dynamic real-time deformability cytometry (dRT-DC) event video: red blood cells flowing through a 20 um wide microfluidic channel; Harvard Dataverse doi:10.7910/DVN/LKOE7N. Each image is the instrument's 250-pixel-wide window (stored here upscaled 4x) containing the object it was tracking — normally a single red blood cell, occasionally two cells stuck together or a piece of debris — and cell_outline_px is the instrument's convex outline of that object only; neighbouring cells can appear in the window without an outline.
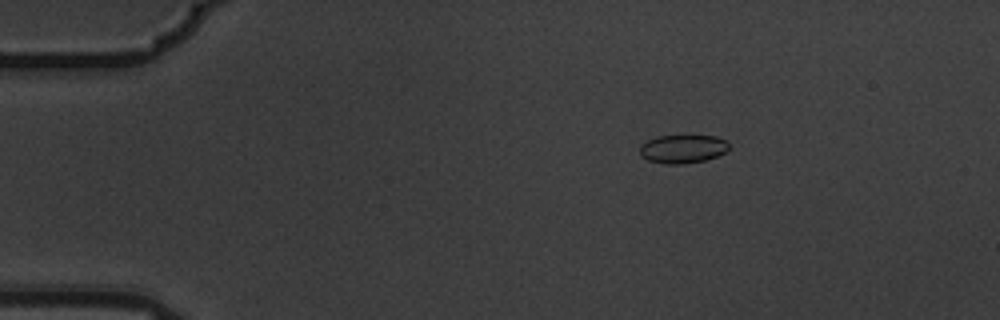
{"species": "common noctule bat (a hibernating species)", "species_latin": "Nyctalus noctula", "temperature_condition": "warm", "stored_images_in_passage": 14, "camera_frame_rate_fps": 3000, "um_per_image_px": 0.085, "animal": {"sex": "male", "body_mass_g": 19.5, "forearm_length_mm": 54.6}, "frame": {"image": 1, "passage_image": 2, "time_ms": 0.333, "image_size_px": [1000, 320], "cell_outline_px": [[728, 152], [704, 160], [684, 164], [664, 164], [648, 160], [640, 156], [640, 144], [656, 136], [716, 136], [728, 140]], "centroid_in_image_um": [58.03, 12.66], "position_along_channel_um": 27.0, "area_um2": 14.91}}
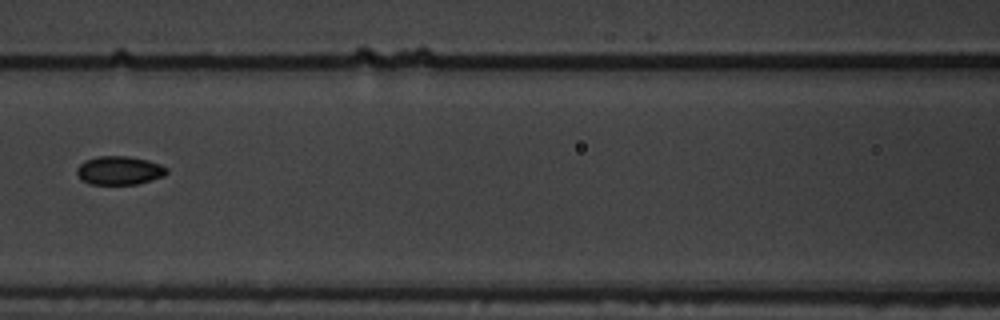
{"frame": {"image": 2, "passage_image": 6, "time_ms": 1.667, "image_size_px": [1000, 320], "cell_outline_px": [[168, 172], [164, 176], [152, 180], [136, 184], [88, 184], [80, 180], [76, 172], [76, 168], [84, 160], [96, 156], [128, 156], [148, 160], [160, 164], [168, 168]], "centroid_in_image_um": [10.12, 14.49], "position_along_channel_um": 156.5, "area_um2": 15.2}}
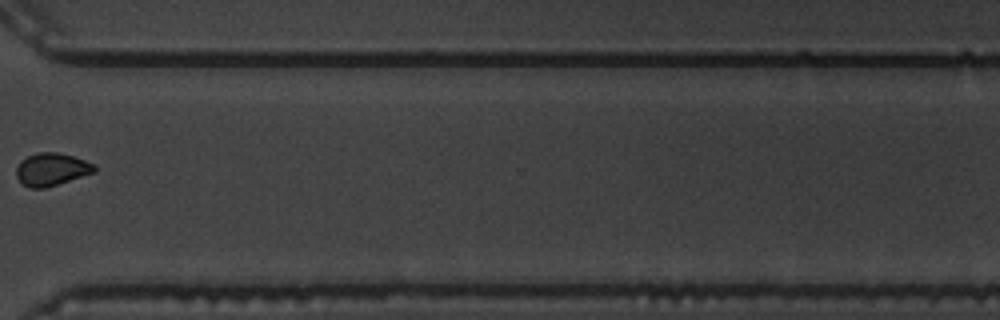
{"frame": {"image": 3, "passage_image": 11, "time_ms": 3.333, "image_size_px": [1000, 320], "cell_outline_px": [[96, 172], [44, 188], [28, 188], [16, 176], [16, 168], [20, 160], [36, 152], [56, 152], [72, 156], [96, 164]], "centroid_in_image_um": [4.38, 14.38], "position_along_channel_um": 366.2, "area_um2": 14.85}}